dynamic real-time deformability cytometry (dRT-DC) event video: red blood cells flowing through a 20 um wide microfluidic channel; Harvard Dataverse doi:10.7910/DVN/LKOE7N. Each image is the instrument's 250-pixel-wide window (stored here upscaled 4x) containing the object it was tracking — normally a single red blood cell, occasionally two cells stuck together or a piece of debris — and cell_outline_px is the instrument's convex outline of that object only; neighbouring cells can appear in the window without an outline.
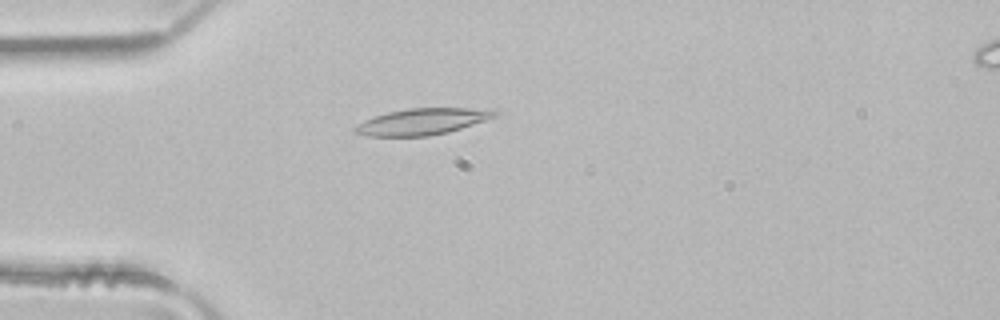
{"species": "common noctule bat (a hibernating species)", "species_latin": "Nyctalus noctula", "temperature_condition": "room temperature", "stored_images_in_passage": 1, "camera_frame_rate_fps": 3000, "um_per_image_px": 0.085, "animal": {"sex": "male", "body_mass_g": 21.5, "forearm_length_mm": 52.0}, "frame": {"image": 1, "passage_image": 1, "time_ms": 0.0, "image_size_px": [1000, 320], "cell_outline_px": [[500, 112], [496, 116], [448, 132], [428, 136], [368, 136], [352, 132], [352, 128], [356, 124], [372, 116], [388, 112], [408, 108], [468, 108]], "centroid_in_image_um": [35.77, 10.34], "position_along_channel_um": 49.2, "area_um2": 21.27}}